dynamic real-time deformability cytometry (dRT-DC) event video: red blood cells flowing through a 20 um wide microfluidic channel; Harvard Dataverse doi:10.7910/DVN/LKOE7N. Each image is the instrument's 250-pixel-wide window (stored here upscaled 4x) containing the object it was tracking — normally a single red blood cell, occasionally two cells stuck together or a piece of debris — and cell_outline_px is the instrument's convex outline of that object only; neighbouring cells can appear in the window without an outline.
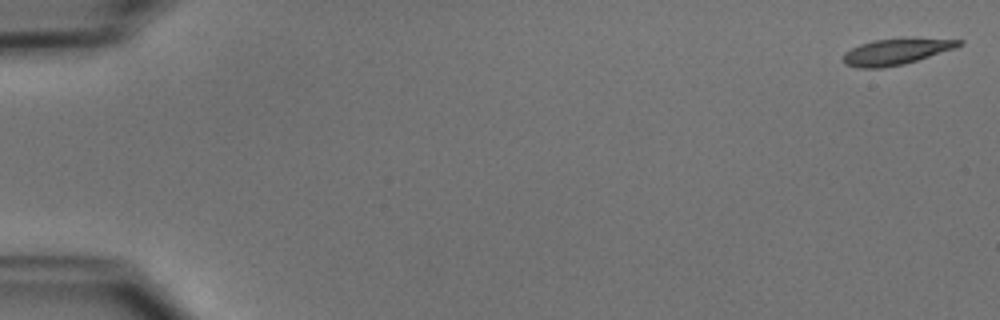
{"species": "common noctule bat (a hibernating species)", "species_latin": "Nyctalus noctula", "temperature_condition": "cold", "stored_images_in_passage": 51, "camera_frame_rate_fps": 3000, "um_per_image_px": 0.085, "animal": {"sex": "male", "body_mass_g": 15.6}, "frame": {"image": 1, "passage_image": 1, "time_ms": 0.0, "image_size_px": [1000, 320], "cell_outline_px": [[964, 44], [956, 48], [904, 64], [880, 68], [856, 68], [844, 64], [844, 52], [860, 44], [872, 40], [964, 40]], "centroid_in_image_um": [76.11, 4.43], "position_along_channel_um": 8.9, "area_um2": 16.88}}
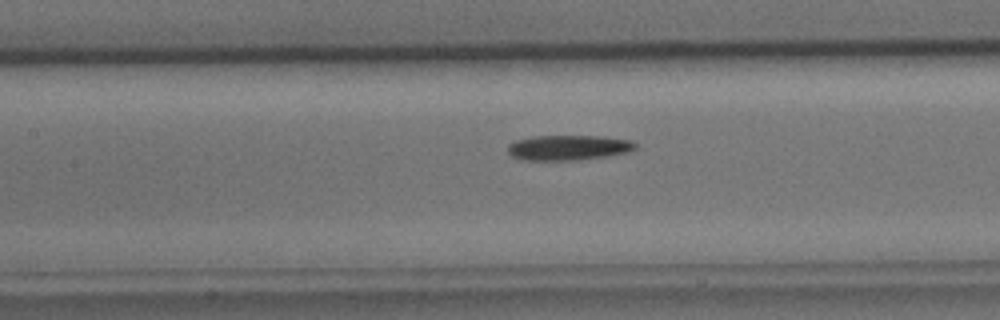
{"frame": {"image": 2, "passage_image": 24, "time_ms": 7.667, "image_size_px": [1000, 320], "cell_outline_px": [[636, 148], [628, 152], [608, 156], [580, 160], [524, 160], [512, 156], [508, 152], [508, 144], [516, 140], [532, 136], [604, 136], [632, 140], [636, 144]], "centroid_in_image_um": [48.33, 12.54], "position_along_channel_um": 159.1, "area_um2": 18.84}}
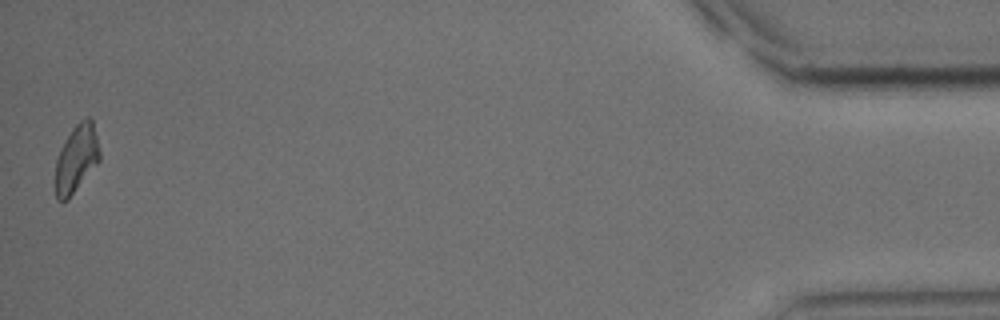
{"frame": {"image": 3, "passage_image": 51, "time_ms": 16.667, "image_size_px": [1000, 320], "cell_outline_px": [[100, 160], [68, 200], [56, 200], [56, 160], [60, 148], [72, 128], [80, 120], [88, 116], [92, 120], [100, 152]], "centroid_in_image_um": [6.49, 13.48], "position_along_channel_um": 428.7, "area_um2": 17.28}, "authors_computed_cell_mechanics": {"area_um2": 18.3226, "velocity_mm_per_s": 3.9345, "shape_relaxation_time_tau1_ms": 5.3457, "shape_relaxation_time_tau2_ms": null, "deformation_change_tau1": 0.1431, "deformation_change_tau2": null}}